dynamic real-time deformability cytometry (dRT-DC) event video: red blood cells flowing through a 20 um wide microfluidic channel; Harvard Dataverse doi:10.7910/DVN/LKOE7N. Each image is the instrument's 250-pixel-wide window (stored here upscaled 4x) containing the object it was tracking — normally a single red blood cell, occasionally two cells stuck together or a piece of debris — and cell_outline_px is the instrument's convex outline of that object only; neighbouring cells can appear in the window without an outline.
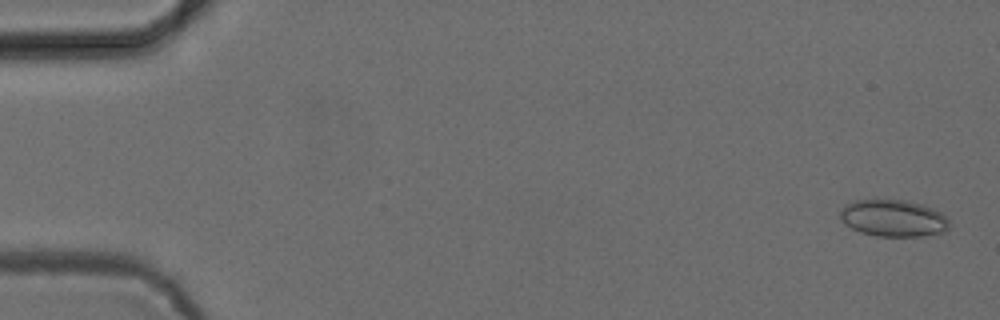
{"species": "common noctule bat (a hibernating species)", "species_latin": "Nyctalus noctula", "temperature_condition": "cold", "stored_images_in_passage": 51, "camera_frame_rate_fps": 3000, "um_per_image_px": 0.085, "animal": {"sex": "female", "body_mass_g": 24.6, "forearm_length_mm": 56.2}, "frame": {"image": 1, "passage_image": 2, "time_ms": 0.333, "image_size_px": [1000, 320], "cell_outline_px": [[948, 228], [944, 232], [924, 236], [876, 236], [860, 232], [844, 224], [840, 220], [840, 208], [856, 200], [904, 200], [924, 204], [940, 212], [948, 220]], "centroid_in_image_um": [75.91, 18.55], "position_along_channel_um": 9.1, "area_um2": 23.47}}
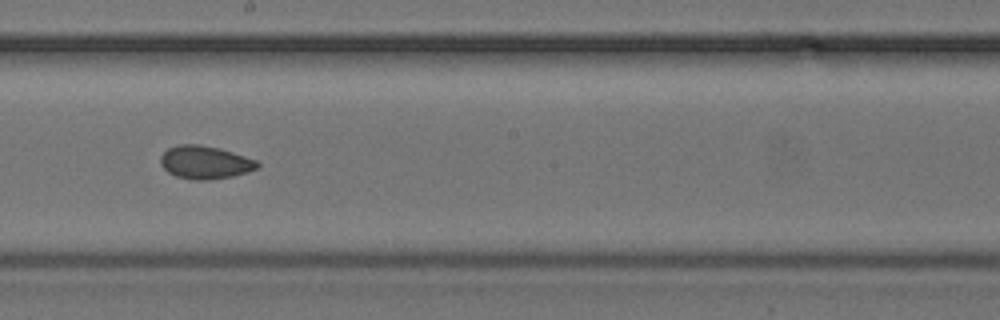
{"frame": {"image": 2, "passage_image": 30, "time_ms": 9.667, "image_size_px": [1000, 320], "cell_outline_px": [[260, 164], [256, 168], [232, 176], [208, 180], [196, 180], [176, 176], [168, 172], [160, 164], [160, 156], [168, 148], [176, 144], [200, 144], [220, 148], [256, 160]], "centroid_in_image_um": [17.38, 13.78], "position_along_channel_um": 230.8, "area_um2": 18.55}}
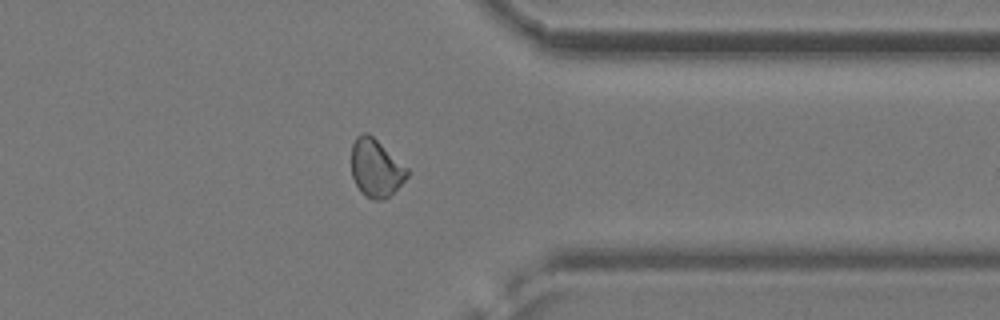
{"frame": {"image": 3, "passage_image": 42, "time_ms": 13.667, "image_size_px": [1000, 320], "cell_outline_px": [[408, 176], [384, 200], [372, 200], [364, 196], [356, 184], [352, 176], [352, 144], [356, 136], [360, 132], [368, 132], [408, 168]], "centroid_in_image_um": [31.93, 14.27], "position_along_channel_um": 379.5, "area_um2": 18.67}}